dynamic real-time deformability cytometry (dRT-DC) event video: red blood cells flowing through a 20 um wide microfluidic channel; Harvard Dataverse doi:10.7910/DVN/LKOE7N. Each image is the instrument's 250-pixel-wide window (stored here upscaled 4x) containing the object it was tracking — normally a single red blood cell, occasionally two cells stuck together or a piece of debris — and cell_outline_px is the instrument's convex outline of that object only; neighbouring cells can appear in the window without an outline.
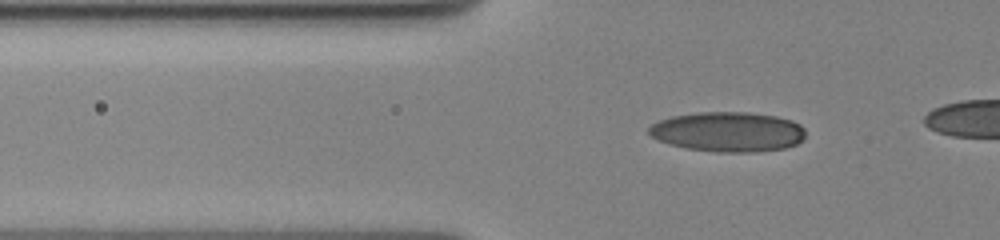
{"species": "human", "species_latin": "Homo sapiens", "temperature_condition": "cold", "stored_images_in_passage": 51, "camera_frame_rate_fps": 3000, "um_per_image_px": 0.085, "donor": {"sex": "female"}, "frame": {"image": 1, "passage_image": 18, "time_ms": 5.667, "image_size_px": [1000, 240], "cell_outline_px": [[804, 140], [796, 144], [784, 148], [756, 152], [716, 152], [684, 148], [660, 140], [652, 136], [648, 132], [648, 128], [652, 124], [660, 120], [672, 116], [700, 112], [748, 112], [776, 116], [792, 120], [800, 124], [804, 128]], "centroid_in_image_um": [61.91, 11.2], "position_along_channel_um": 63.9, "area_um2": 36.41}}
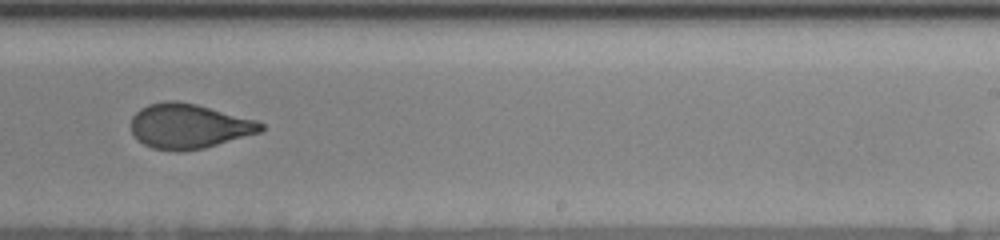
{"frame": {"image": 2, "passage_image": 37, "time_ms": 12.0, "image_size_px": [1000, 240], "cell_outline_px": [[264, 128], [260, 132], [204, 148], [180, 152], [176, 152], [152, 148], [144, 144], [132, 132], [132, 116], [140, 108], [148, 104], [164, 100], [176, 100], [196, 104], [256, 120], [264, 124]], "centroid_in_image_um": [16.04, 10.72], "position_along_channel_um": 273.0, "area_um2": 33.81}}
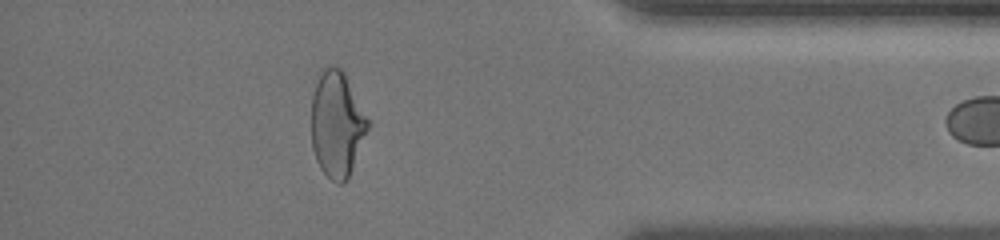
{"frame": {"image": 3, "passage_image": 50, "time_ms": 16.333, "image_size_px": [1000, 240], "cell_outline_px": [[372, 124], [348, 180], [344, 184], [336, 184], [320, 168], [316, 160], [312, 148], [312, 96], [316, 72], [320, 68], [340, 68], [344, 72]], "centroid_in_image_um": [28.66, 10.57], "position_along_channel_um": 406.5, "area_um2": 35.66}}